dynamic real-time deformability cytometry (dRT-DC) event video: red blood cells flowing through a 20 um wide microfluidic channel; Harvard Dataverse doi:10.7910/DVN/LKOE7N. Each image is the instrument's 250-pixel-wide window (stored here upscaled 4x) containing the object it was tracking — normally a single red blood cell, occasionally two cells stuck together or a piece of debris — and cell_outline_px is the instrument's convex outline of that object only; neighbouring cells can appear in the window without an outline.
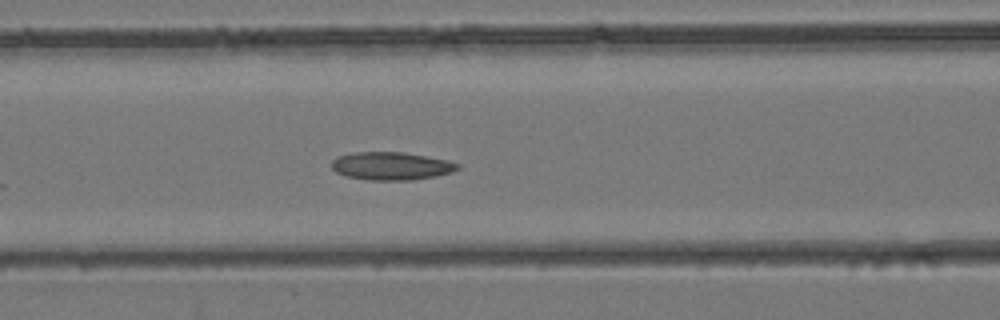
{"species": "common noctule bat (a hibernating species)", "species_latin": "Nyctalus noctula", "temperature_condition": "room temperature", "stored_images_in_passage": 19, "camera_frame_rate_fps": 3000, "um_per_image_px": 0.085, "animal": {"sex": "female", "body_mass_g": 24.6, "forearm_length_mm": 56.2}, "frame": {"image": 1, "passage_image": 16, "time_ms": 5.0, "image_size_px": [1000, 320], "cell_outline_px": [[460, 168], [452, 172], [436, 176], [412, 180], [368, 180], [344, 176], [336, 172], [332, 168], [332, 160], [336, 156], [356, 152], [404, 152], [448, 160], [460, 164]], "centroid_in_image_um": [33.25, 14.11], "position_along_channel_um": 133.3, "area_um2": 20.69}}
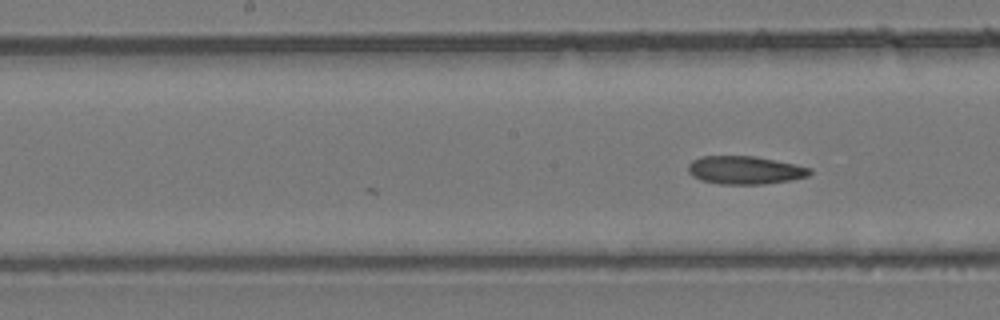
{"frame": {"image": 2, "passage_image": 19, "time_ms": 6.0, "image_size_px": [1000, 320], "cell_outline_px": [[812, 172], [808, 176], [788, 180], [764, 184], [720, 184], [700, 180], [692, 176], [688, 172], [688, 164], [692, 160], [700, 156], [756, 156], [796, 164], [812, 168]], "centroid_in_image_um": [63.3, 14.45], "position_along_channel_um": 184.9, "area_um2": 20.06}}